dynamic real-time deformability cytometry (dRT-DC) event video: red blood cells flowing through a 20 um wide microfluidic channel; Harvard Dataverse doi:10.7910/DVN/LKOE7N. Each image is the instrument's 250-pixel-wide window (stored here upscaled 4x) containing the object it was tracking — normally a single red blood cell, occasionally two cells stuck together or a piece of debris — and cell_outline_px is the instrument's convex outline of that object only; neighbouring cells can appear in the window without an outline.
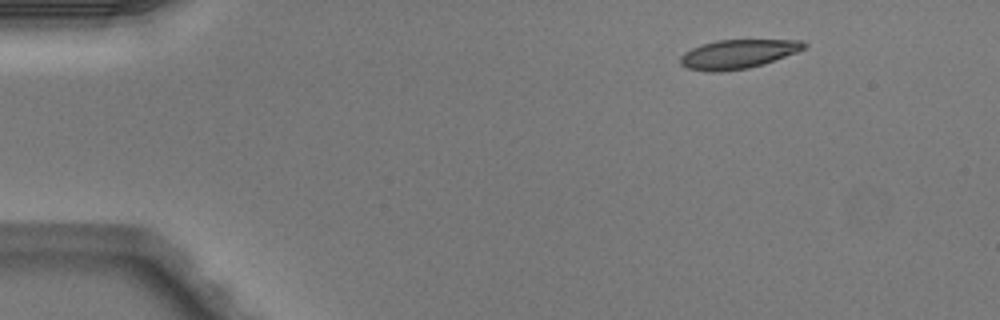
{"species": "Egyptian fruit bat (a non-hibernating species)", "species_latin": "Rousettus aegyptiacus", "temperature_condition": "warm", "stored_images_in_passage": 4, "camera_frame_rate_fps": 3000, "um_per_image_px": 0.085, "animal": {"sex": "male"}, "frame": {"image": 1, "passage_image": 4, "time_ms": 1.0, "image_size_px": [1000, 320], "cell_outline_px": [[808, 44], [804, 48], [796, 52], [764, 64], [748, 68], [720, 72], [712, 72], [688, 68], [680, 64], [680, 56], [684, 52], [692, 48], [716, 40], [800, 40]], "centroid_in_image_um": [62.71, 4.6], "position_along_channel_um": 22.3, "area_um2": 20.75}}